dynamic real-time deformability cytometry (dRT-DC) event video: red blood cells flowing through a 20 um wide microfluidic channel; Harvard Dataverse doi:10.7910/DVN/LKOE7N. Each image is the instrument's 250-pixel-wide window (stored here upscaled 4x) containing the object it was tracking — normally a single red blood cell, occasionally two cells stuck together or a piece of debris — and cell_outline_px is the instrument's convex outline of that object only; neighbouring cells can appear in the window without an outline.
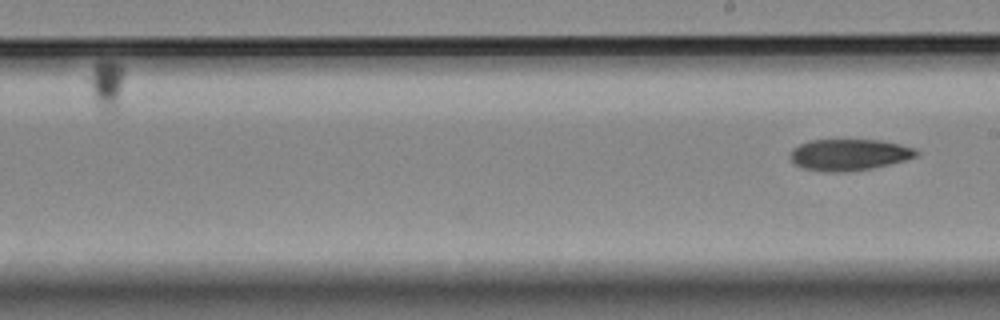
{"species": "Egyptian fruit bat (a non-hibernating species)", "species_latin": "Rousettus aegyptiacus", "temperature_condition": "room temperature", "stored_images_in_passage": 9, "segment_of_instrument_passage": [2, 2], "camera_frame_rate_fps": 3000, "um_per_image_px": 0.085, "animal": {"sex": "female"}, "frame": {"image": 1, "passage_image": 9, "time_ms": 9.333, "image_size_px": [1000, 320], "cell_outline_px": [[920, 152], [916, 156], [904, 160], [872, 168], [848, 172], [828, 172], [804, 168], [796, 164], [792, 160], [792, 148], [808, 140], [880, 140], [900, 144], [916, 148]], "centroid_in_image_um": [72.2, 13.14], "position_along_channel_um": 216.8, "area_um2": 22.95}}